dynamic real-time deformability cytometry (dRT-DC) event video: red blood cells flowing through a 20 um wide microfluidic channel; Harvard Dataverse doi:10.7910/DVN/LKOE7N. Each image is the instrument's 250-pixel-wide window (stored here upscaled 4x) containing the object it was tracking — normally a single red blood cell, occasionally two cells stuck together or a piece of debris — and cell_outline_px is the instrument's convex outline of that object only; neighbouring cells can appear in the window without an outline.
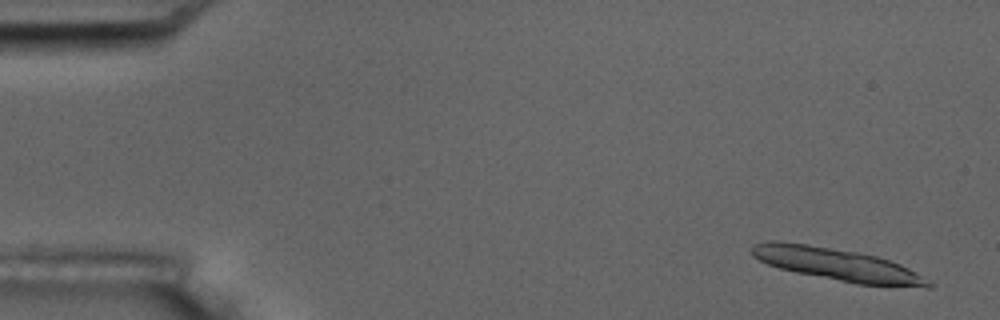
{"species": "common noctule bat (a hibernating species)", "species_latin": "Nyctalus noctula", "temperature_condition": "room temperature", "stored_images_in_passage": 4, "segment_of_instrument_passage": [2, 2], "camera_frame_rate_fps": 3000, "um_per_image_px": 0.085, "animal": {"sex": "male", "body_mass_g": 17.5, "forearm_length_mm": 52.3}, "frame": {"image": 1, "passage_image": 4, "time_ms": 4.333, "image_size_px": [1000, 320], "cell_outline_px": [[936, 284], [932, 288], [928, 288], [856, 284], [796, 272], [780, 268], [768, 264], [752, 256], [752, 244], [768, 240], [776, 240], [808, 244], [856, 252], [876, 256], [900, 264], [908, 268]], "centroid_in_image_um": [71.19, 22.49], "position_along_channel_um": 13.8, "area_um2": 33.41}}